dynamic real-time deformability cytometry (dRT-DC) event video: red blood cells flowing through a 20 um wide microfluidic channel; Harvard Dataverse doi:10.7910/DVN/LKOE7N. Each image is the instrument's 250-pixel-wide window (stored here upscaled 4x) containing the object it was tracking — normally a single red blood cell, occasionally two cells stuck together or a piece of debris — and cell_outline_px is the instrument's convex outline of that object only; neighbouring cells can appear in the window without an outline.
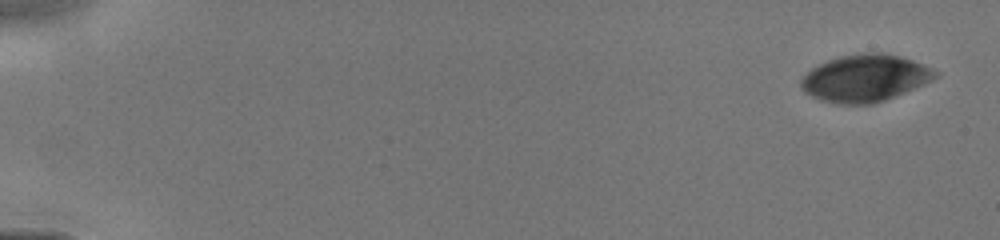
{"species": "human", "species_latin": "Homo sapiens", "temperature_condition": "cold", "stored_images_in_passage": 16, "camera_frame_rate_fps": 3000, "um_per_image_px": 0.085, "donor": {"sex": "male"}, "frame": {"image": 1, "passage_image": 1, "time_ms": 0.0, "image_size_px": [1000, 240], "cell_outline_px": [[940, 76], [924, 84], [884, 100], [872, 104], [840, 104], [820, 100], [804, 92], [800, 88], [800, 80], [812, 68], [828, 60], [840, 56], [864, 52], [884, 52], [900, 56], [924, 64], [940, 72]], "centroid_in_image_um": [73.55, 6.63], "position_along_channel_um": 11.5, "area_um2": 36.93}}
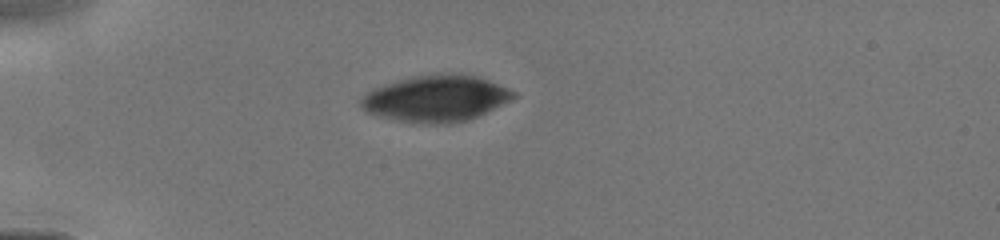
{"frame": {"image": 2, "passage_image": 12, "time_ms": 4.0, "image_size_px": [1000, 240], "cell_outline_px": [[516, 96], [468, 120], [452, 124], [424, 124], [396, 120], [376, 116], [360, 108], [360, 96], [376, 88], [400, 80], [416, 76], [476, 76], [488, 80], [508, 88], [516, 92]], "centroid_in_image_um": [37.0, 8.42], "position_along_channel_um": 48.0, "area_um2": 40.06}}
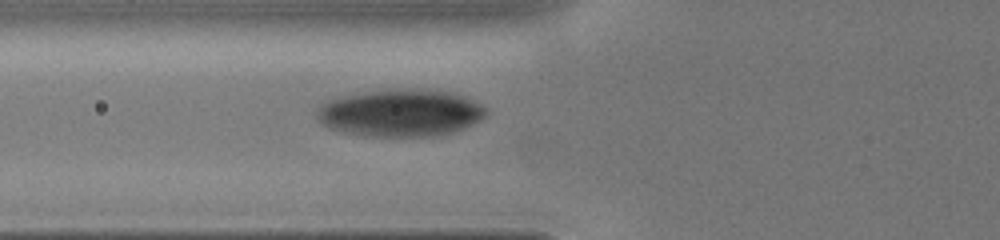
{"frame": {"image": 3, "passage_image": 16, "time_ms": 5.667, "image_size_px": [1000, 240], "cell_outline_px": [[488, 112], [480, 120], [464, 128], [452, 132], [428, 136], [364, 136], [344, 132], [328, 128], [320, 124], [316, 116], [316, 112], [320, 104], [328, 100], [344, 96], [364, 92], [396, 88], [412, 88], [456, 92], [488, 108]], "centroid_in_image_um": [34.03, 9.58], "position_along_channel_um": 91.8, "area_um2": 46.93}}